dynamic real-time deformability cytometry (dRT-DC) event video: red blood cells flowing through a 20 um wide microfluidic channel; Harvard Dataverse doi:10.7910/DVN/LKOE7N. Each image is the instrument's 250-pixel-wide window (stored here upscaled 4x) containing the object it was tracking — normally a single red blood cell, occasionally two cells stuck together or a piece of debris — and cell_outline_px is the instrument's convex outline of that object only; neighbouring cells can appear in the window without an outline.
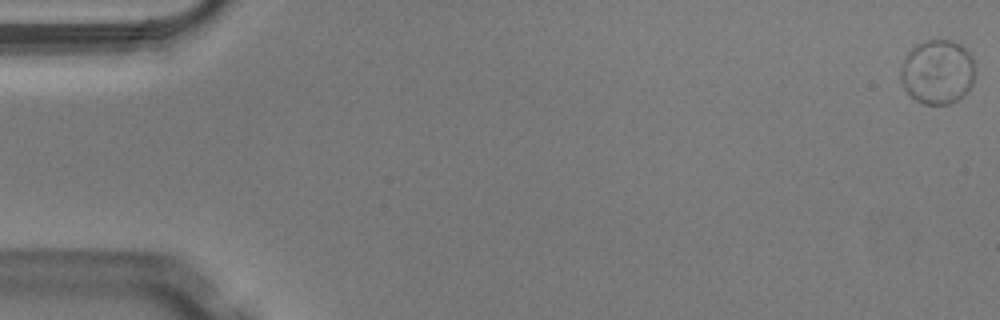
{"species": "Egyptian fruit bat (a non-hibernating species)", "species_latin": "Rousettus aegyptiacus", "temperature_condition": "warm", "stored_images_in_passage": 5, "segment_of_instrument_passage": [2, 2], "camera_frame_rate_fps": 3000, "um_per_image_px": 0.085, "animal": {"sex": "male"}, "frame": {"image": 1, "passage_image": 5, "time_ms": 1.333, "image_size_px": [1000, 320], "cell_outline_px": [[972, 84], [956, 100], [948, 104], [924, 104], [916, 100], [904, 88], [900, 80], [900, 68], [908, 52], [912, 48], [928, 40], [948, 40], [960, 44], [972, 56]], "centroid_in_image_um": [79.64, 6.11], "position_along_channel_um": 5.4, "area_um2": 27.28}}